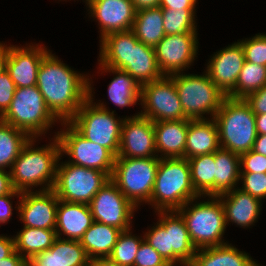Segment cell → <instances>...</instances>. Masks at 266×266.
<instances>
[{
  "label": "cell",
  "instance_id": "9",
  "mask_svg": "<svg viewBox=\"0 0 266 266\" xmlns=\"http://www.w3.org/2000/svg\"><path fill=\"white\" fill-rule=\"evenodd\" d=\"M174 80L185 116L190 120L214 118L226 95L211 81L206 71L202 75L177 73ZM204 115V116H203Z\"/></svg>",
  "mask_w": 266,
  "mask_h": 266
},
{
  "label": "cell",
  "instance_id": "3",
  "mask_svg": "<svg viewBox=\"0 0 266 266\" xmlns=\"http://www.w3.org/2000/svg\"><path fill=\"white\" fill-rule=\"evenodd\" d=\"M36 139H29L10 169L12 186L20 193L32 192L38 186H43L38 191L52 190L55 183L57 164L62 159L59 140L54 135L48 145L35 148Z\"/></svg>",
  "mask_w": 266,
  "mask_h": 266
},
{
  "label": "cell",
  "instance_id": "8",
  "mask_svg": "<svg viewBox=\"0 0 266 266\" xmlns=\"http://www.w3.org/2000/svg\"><path fill=\"white\" fill-rule=\"evenodd\" d=\"M0 120L25 131L31 138L45 136L52 125L61 123L46 106L36 85L16 88L13 100Z\"/></svg>",
  "mask_w": 266,
  "mask_h": 266
},
{
  "label": "cell",
  "instance_id": "51",
  "mask_svg": "<svg viewBox=\"0 0 266 266\" xmlns=\"http://www.w3.org/2000/svg\"><path fill=\"white\" fill-rule=\"evenodd\" d=\"M252 151L266 156V134H257Z\"/></svg>",
  "mask_w": 266,
  "mask_h": 266
},
{
  "label": "cell",
  "instance_id": "18",
  "mask_svg": "<svg viewBox=\"0 0 266 266\" xmlns=\"http://www.w3.org/2000/svg\"><path fill=\"white\" fill-rule=\"evenodd\" d=\"M89 17L98 21L100 39L113 32L132 29L136 11L131 0H87Z\"/></svg>",
  "mask_w": 266,
  "mask_h": 266
},
{
  "label": "cell",
  "instance_id": "4",
  "mask_svg": "<svg viewBox=\"0 0 266 266\" xmlns=\"http://www.w3.org/2000/svg\"><path fill=\"white\" fill-rule=\"evenodd\" d=\"M186 158H160L149 205L156 211H177L198 197Z\"/></svg>",
  "mask_w": 266,
  "mask_h": 266
},
{
  "label": "cell",
  "instance_id": "35",
  "mask_svg": "<svg viewBox=\"0 0 266 266\" xmlns=\"http://www.w3.org/2000/svg\"><path fill=\"white\" fill-rule=\"evenodd\" d=\"M266 85V66L245 61L239 73L235 89L227 96L245 99Z\"/></svg>",
  "mask_w": 266,
  "mask_h": 266
},
{
  "label": "cell",
  "instance_id": "37",
  "mask_svg": "<svg viewBox=\"0 0 266 266\" xmlns=\"http://www.w3.org/2000/svg\"><path fill=\"white\" fill-rule=\"evenodd\" d=\"M143 237L132 235L131 229L122 231L114 245L111 255L108 257L112 262L123 266H134V260Z\"/></svg>",
  "mask_w": 266,
  "mask_h": 266
},
{
  "label": "cell",
  "instance_id": "33",
  "mask_svg": "<svg viewBox=\"0 0 266 266\" xmlns=\"http://www.w3.org/2000/svg\"><path fill=\"white\" fill-rule=\"evenodd\" d=\"M31 137L23 130L0 120V169L9 171Z\"/></svg>",
  "mask_w": 266,
  "mask_h": 266
},
{
  "label": "cell",
  "instance_id": "42",
  "mask_svg": "<svg viewBox=\"0 0 266 266\" xmlns=\"http://www.w3.org/2000/svg\"><path fill=\"white\" fill-rule=\"evenodd\" d=\"M241 173H266V156L252 150L240 155Z\"/></svg>",
  "mask_w": 266,
  "mask_h": 266
},
{
  "label": "cell",
  "instance_id": "19",
  "mask_svg": "<svg viewBox=\"0 0 266 266\" xmlns=\"http://www.w3.org/2000/svg\"><path fill=\"white\" fill-rule=\"evenodd\" d=\"M244 62V49L238 40L211 56L207 63L206 73L227 97L236 87Z\"/></svg>",
  "mask_w": 266,
  "mask_h": 266
},
{
  "label": "cell",
  "instance_id": "12",
  "mask_svg": "<svg viewBox=\"0 0 266 266\" xmlns=\"http://www.w3.org/2000/svg\"><path fill=\"white\" fill-rule=\"evenodd\" d=\"M63 129L55 134L61 147V156L68 155L67 162L107 173L113 172L116 156L107 148L80 135L68 122H61Z\"/></svg>",
  "mask_w": 266,
  "mask_h": 266
},
{
  "label": "cell",
  "instance_id": "29",
  "mask_svg": "<svg viewBox=\"0 0 266 266\" xmlns=\"http://www.w3.org/2000/svg\"><path fill=\"white\" fill-rule=\"evenodd\" d=\"M121 232L116 227L93 221L79 241L90 260L108 258Z\"/></svg>",
  "mask_w": 266,
  "mask_h": 266
},
{
  "label": "cell",
  "instance_id": "24",
  "mask_svg": "<svg viewBox=\"0 0 266 266\" xmlns=\"http://www.w3.org/2000/svg\"><path fill=\"white\" fill-rule=\"evenodd\" d=\"M93 223L89 204L59 200L56 212L57 237L80 240ZM63 234V235H62Z\"/></svg>",
  "mask_w": 266,
  "mask_h": 266
},
{
  "label": "cell",
  "instance_id": "25",
  "mask_svg": "<svg viewBox=\"0 0 266 266\" xmlns=\"http://www.w3.org/2000/svg\"><path fill=\"white\" fill-rule=\"evenodd\" d=\"M159 158H185L188 119L153 122ZM160 153V154H159Z\"/></svg>",
  "mask_w": 266,
  "mask_h": 266
},
{
  "label": "cell",
  "instance_id": "49",
  "mask_svg": "<svg viewBox=\"0 0 266 266\" xmlns=\"http://www.w3.org/2000/svg\"><path fill=\"white\" fill-rule=\"evenodd\" d=\"M27 261L16 251L0 261V266H27Z\"/></svg>",
  "mask_w": 266,
  "mask_h": 266
},
{
  "label": "cell",
  "instance_id": "53",
  "mask_svg": "<svg viewBox=\"0 0 266 266\" xmlns=\"http://www.w3.org/2000/svg\"><path fill=\"white\" fill-rule=\"evenodd\" d=\"M257 134H266V113L255 115Z\"/></svg>",
  "mask_w": 266,
  "mask_h": 266
},
{
  "label": "cell",
  "instance_id": "2",
  "mask_svg": "<svg viewBox=\"0 0 266 266\" xmlns=\"http://www.w3.org/2000/svg\"><path fill=\"white\" fill-rule=\"evenodd\" d=\"M99 43L98 64L129 73L141 86L163 77L154 47L139 42L131 30L110 33Z\"/></svg>",
  "mask_w": 266,
  "mask_h": 266
},
{
  "label": "cell",
  "instance_id": "16",
  "mask_svg": "<svg viewBox=\"0 0 266 266\" xmlns=\"http://www.w3.org/2000/svg\"><path fill=\"white\" fill-rule=\"evenodd\" d=\"M155 144L153 121L135 113L124 118L121 128L119 157L152 158L158 157Z\"/></svg>",
  "mask_w": 266,
  "mask_h": 266
},
{
  "label": "cell",
  "instance_id": "41",
  "mask_svg": "<svg viewBox=\"0 0 266 266\" xmlns=\"http://www.w3.org/2000/svg\"><path fill=\"white\" fill-rule=\"evenodd\" d=\"M134 266H171L153 247L143 240L137 251Z\"/></svg>",
  "mask_w": 266,
  "mask_h": 266
},
{
  "label": "cell",
  "instance_id": "1",
  "mask_svg": "<svg viewBox=\"0 0 266 266\" xmlns=\"http://www.w3.org/2000/svg\"><path fill=\"white\" fill-rule=\"evenodd\" d=\"M49 51L37 72V83L46 106L60 122H68L89 98V77L71 69Z\"/></svg>",
  "mask_w": 266,
  "mask_h": 266
},
{
  "label": "cell",
  "instance_id": "45",
  "mask_svg": "<svg viewBox=\"0 0 266 266\" xmlns=\"http://www.w3.org/2000/svg\"><path fill=\"white\" fill-rule=\"evenodd\" d=\"M20 198L21 193L17 190H12L9 194H5L0 196V224H6L10 219H12V198L14 197Z\"/></svg>",
  "mask_w": 266,
  "mask_h": 266
},
{
  "label": "cell",
  "instance_id": "5",
  "mask_svg": "<svg viewBox=\"0 0 266 266\" xmlns=\"http://www.w3.org/2000/svg\"><path fill=\"white\" fill-rule=\"evenodd\" d=\"M201 197L204 196L188 201L177 210L185 221L192 244L197 250L227 244L222 239L227 227L222 202L218 196H208L207 201L198 202Z\"/></svg>",
  "mask_w": 266,
  "mask_h": 266
},
{
  "label": "cell",
  "instance_id": "17",
  "mask_svg": "<svg viewBox=\"0 0 266 266\" xmlns=\"http://www.w3.org/2000/svg\"><path fill=\"white\" fill-rule=\"evenodd\" d=\"M18 202L14 209L24 227L55 230L59 199L53 190L23 192Z\"/></svg>",
  "mask_w": 266,
  "mask_h": 266
},
{
  "label": "cell",
  "instance_id": "36",
  "mask_svg": "<svg viewBox=\"0 0 266 266\" xmlns=\"http://www.w3.org/2000/svg\"><path fill=\"white\" fill-rule=\"evenodd\" d=\"M196 10L162 9L166 35H198Z\"/></svg>",
  "mask_w": 266,
  "mask_h": 266
},
{
  "label": "cell",
  "instance_id": "6",
  "mask_svg": "<svg viewBox=\"0 0 266 266\" xmlns=\"http://www.w3.org/2000/svg\"><path fill=\"white\" fill-rule=\"evenodd\" d=\"M92 83L90 77L89 98L68 123L85 139L109 149L117 156L124 118H117L115 110L111 112L104 102H93Z\"/></svg>",
  "mask_w": 266,
  "mask_h": 266
},
{
  "label": "cell",
  "instance_id": "10",
  "mask_svg": "<svg viewBox=\"0 0 266 266\" xmlns=\"http://www.w3.org/2000/svg\"><path fill=\"white\" fill-rule=\"evenodd\" d=\"M159 162V157L116 156L110 180L137 209L140 203L149 205Z\"/></svg>",
  "mask_w": 266,
  "mask_h": 266
},
{
  "label": "cell",
  "instance_id": "14",
  "mask_svg": "<svg viewBox=\"0 0 266 266\" xmlns=\"http://www.w3.org/2000/svg\"><path fill=\"white\" fill-rule=\"evenodd\" d=\"M93 221L126 231L132 228V218L136 207L121 193L111 181L105 184L89 203Z\"/></svg>",
  "mask_w": 266,
  "mask_h": 266
},
{
  "label": "cell",
  "instance_id": "48",
  "mask_svg": "<svg viewBox=\"0 0 266 266\" xmlns=\"http://www.w3.org/2000/svg\"><path fill=\"white\" fill-rule=\"evenodd\" d=\"M13 189L10 171L0 169V196L9 194Z\"/></svg>",
  "mask_w": 266,
  "mask_h": 266
},
{
  "label": "cell",
  "instance_id": "22",
  "mask_svg": "<svg viewBox=\"0 0 266 266\" xmlns=\"http://www.w3.org/2000/svg\"><path fill=\"white\" fill-rule=\"evenodd\" d=\"M225 212L226 226L236 224L242 228H249L261 214L262 201L239 187L218 195Z\"/></svg>",
  "mask_w": 266,
  "mask_h": 266
},
{
  "label": "cell",
  "instance_id": "23",
  "mask_svg": "<svg viewBox=\"0 0 266 266\" xmlns=\"http://www.w3.org/2000/svg\"><path fill=\"white\" fill-rule=\"evenodd\" d=\"M80 241L57 237L53 245L29 261L27 266H90Z\"/></svg>",
  "mask_w": 266,
  "mask_h": 266
},
{
  "label": "cell",
  "instance_id": "52",
  "mask_svg": "<svg viewBox=\"0 0 266 266\" xmlns=\"http://www.w3.org/2000/svg\"><path fill=\"white\" fill-rule=\"evenodd\" d=\"M8 59V46L0 42V74L4 73L7 69Z\"/></svg>",
  "mask_w": 266,
  "mask_h": 266
},
{
  "label": "cell",
  "instance_id": "32",
  "mask_svg": "<svg viewBox=\"0 0 266 266\" xmlns=\"http://www.w3.org/2000/svg\"><path fill=\"white\" fill-rule=\"evenodd\" d=\"M57 238L55 230L23 227L14 235L15 251L26 261L49 249Z\"/></svg>",
  "mask_w": 266,
  "mask_h": 266
},
{
  "label": "cell",
  "instance_id": "40",
  "mask_svg": "<svg viewBox=\"0 0 266 266\" xmlns=\"http://www.w3.org/2000/svg\"><path fill=\"white\" fill-rule=\"evenodd\" d=\"M240 180L244 192L261 201L266 199V173H241Z\"/></svg>",
  "mask_w": 266,
  "mask_h": 266
},
{
  "label": "cell",
  "instance_id": "27",
  "mask_svg": "<svg viewBox=\"0 0 266 266\" xmlns=\"http://www.w3.org/2000/svg\"><path fill=\"white\" fill-rule=\"evenodd\" d=\"M195 266H257V261L232 244L198 249L193 259Z\"/></svg>",
  "mask_w": 266,
  "mask_h": 266
},
{
  "label": "cell",
  "instance_id": "30",
  "mask_svg": "<svg viewBox=\"0 0 266 266\" xmlns=\"http://www.w3.org/2000/svg\"><path fill=\"white\" fill-rule=\"evenodd\" d=\"M240 175V155L220 147L215 152L214 196L238 187Z\"/></svg>",
  "mask_w": 266,
  "mask_h": 266
},
{
  "label": "cell",
  "instance_id": "13",
  "mask_svg": "<svg viewBox=\"0 0 266 266\" xmlns=\"http://www.w3.org/2000/svg\"><path fill=\"white\" fill-rule=\"evenodd\" d=\"M139 114L157 121L188 119L182 109L174 80L170 76L145 83L141 86Z\"/></svg>",
  "mask_w": 266,
  "mask_h": 266
},
{
  "label": "cell",
  "instance_id": "26",
  "mask_svg": "<svg viewBox=\"0 0 266 266\" xmlns=\"http://www.w3.org/2000/svg\"><path fill=\"white\" fill-rule=\"evenodd\" d=\"M220 148L216 122L213 118L188 119L185 158L214 153Z\"/></svg>",
  "mask_w": 266,
  "mask_h": 266
},
{
  "label": "cell",
  "instance_id": "38",
  "mask_svg": "<svg viewBox=\"0 0 266 266\" xmlns=\"http://www.w3.org/2000/svg\"><path fill=\"white\" fill-rule=\"evenodd\" d=\"M239 42L244 49L245 61L266 66V33H258Z\"/></svg>",
  "mask_w": 266,
  "mask_h": 266
},
{
  "label": "cell",
  "instance_id": "54",
  "mask_svg": "<svg viewBox=\"0 0 266 266\" xmlns=\"http://www.w3.org/2000/svg\"><path fill=\"white\" fill-rule=\"evenodd\" d=\"M90 266H123L112 262L109 258H97L90 261Z\"/></svg>",
  "mask_w": 266,
  "mask_h": 266
},
{
  "label": "cell",
  "instance_id": "44",
  "mask_svg": "<svg viewBox=\"0 0 266 266\" xmlns=\"http://www.w3.org/2000/svg\"><path fill=\"white\" fill-rule=\"evenodd\" d=\"M245 101L250 105L255 115L266 113V85L261 89L249 94Z\"/></svg>",
  "mask_w": 266,
  "mask_h": 266
},
{
  "label": "cell",
  "instance_id": "31",
  "mask_svg": "<svg viewBox=\"0 0 266 266\" xmlns=\"http://www.w3.org/2000/svg\"><path fill=\"white\" fill-rule=\"evenodd\" d=\"M131 31L139 42L155 47L166 35L162 8H151L137 11Z\"/></svg>",
  "mask_w": 266,
  "mask_h": 266
},
{
  "label": "cell",
  "instance_id": "47",
  "mask_svg": "<svg viewBox=\"0 0 266 266\" xmlns=\"http://www.w3.org/2000/svg\"><path fill=\"white\" fill-rule=\"evenodd\" d=\"M15 251L14 236L0 235V261L9 257Z\"/></svg>",
  "mask_w": 266,
  "mask_h": 266
},
{
  "label": "cell",
  "instance_id": "34",
  "mask_svg": "<svg viewBox=\"0 0 266 266\" xmlns=\"http://www.w3.org/2000/svg\"><path fill=\"white\" fill-rule=\"evenodd\" d=\"M191 181L199 196H214L215 152L188 159Z\"/></svg>",
  "mask_w": 266,
  "mask_h": 266
},
{
  "label": "cell",
  "instance_id": "46",
  "mask_svg": "<svg viewBox=\"0 0 266 266\" xmlns=\"http://www.w3.org/2000/svg\"><path fill=\"white\" fill-rule=\"evenodd\" d=\"M196 3L197 0H161L159 7L173 10H196Z\"/></svg>",
  "mask_w": 266,
  "mask_h": 266
},
{
  "label": "cell",
  "instance_id": "7",
  "mask_svg": "<svg viewBox=\"0 0 266 266\" xmlns=\"http://www.w3.org/2000/svg\"><path fill=\"white\" fill-rule=\"evenodd\" d=\"M213 119L221 148L238 155L252 150L257 137L255 114L245 99L226 97Z\"/></svg>",
  "mask_w": 266,
  "mask_h": 266
},
{
  "label": "cell",
  "instance_id": "21",
  "mask_svg": "<svg viewBox=\"0 0 266 266\" xmlns=\"http://www.w3.org/2000/svg\"><path fill=\"white\" fill-rule=\"evenodd\" d=\"M157 221L169 231L170 265L192 262L197 249L192 244L184 219L177 211H155Z\"/></svg>",
  "mask_w": 266,
  "mask_h": 266
},
{
  "label": "cell",
  "instance_id": "39",
  "mask_svg": "<svg viewBox=\"0 0 266 266\" xmlns=\"http://www.w3.org/2000/svg\"><path fill=\"white\" fill-rule=\"evenodd\" d=\"M156 223L144 233V240L170 264L169 231H166L158 222Z\"/></svg>",
  "mask_w": 266,
  "mask_h": 266
},
{
  "label": "cell",
  "instance_id": "43",
  "mask_svg": "<svg viewBox=\"0 0 266 266\" xmlns=\"http://www.w3.org/2000/svg\"><path fill=\"white\" fill-rule=\"evenodd\" d=\"M16 90L15 83L10 74L5 71L0 74V117L7 111L13 100Z\"/></svg>",
  "mask_w": 266,
  "mask_h": 266
},
{
  "label": "cell",
  "instance_id": "15",
  "mask_svg": "<svg viewBox=\"0 0 266 266\" xmlns=\"http://www.w3.org/2000/svg\"><path fill=\"white\" fill-rule=\"evenodd\" d=\"M197 35H165L154 47L156 61L163 76L184 73L198 54ZM196 57V58H195Z\"/></svg>",
  "mask_w": 266,
  "mask_h": 266
},
{
  "label": "cell",
  "instance_id": "20",
  "mask_svg": "<svg viewBox=\"0 0 266 266\" xmlns=\"http://www.w3.org/2000/svg\"><path fill=\"white\" fill-rule=\"evenodd\" d=\"M34 44H27L24 47L11 44L8 46L6 71L16 88L35 86L37 83L39 66L50 50L40 43Z\"/></svg>",
  "mask_w": 266,
  "mask_h": 266
},
{
  "label": "cell",
  "instance_id": "50",
  "mask_svg": "<svg viewBox=\"0 0 266 266\" xmlns=\"http://www.w3.org/2000/svg\"><path fill=\"white\" fill-rule=\"evenodd\" d=\"M135 11L158 8L161 0H131Z\"/></svg>",
  "mask_w": 266,
  "mask_h": 266
},
{
  "label": "cell",
  "instance_id": "28",
  "mask_svg": "<svg viewBox=\"0 0 266 266\" xmlns=\"http://www.w3.org/2000/svg\"><path fill=\"white\" fill-rule=\"evenodd\" d=\"M99 69L102 71L101 74L106 72L115 74L108 85L109 101L121 109L135 106L138 101L140 102L141 85L134 77L123 70L102 66L100 64Z\"/></svg>",
  "mask_w": 266,
  "mask_h": 266
},
{
  "label": "cell",
  "instance_id": "11",
  "mask_svg": "<svg viewBox=\"0 0 266 266\" xmlns=\"http://www.w3.org/2000/svg\"><path fill=\"white\" fill-rule=\"evenodd\" d=\"M100 170L58 161L53 191L62 201L89 204L95 194L109 182Z\"/></svg>",
  "mask_w": 266,
  "mask_h": 266
},
{
  "label": "cell",
  "instance_id": "55",
  "mask_svg": "<svg viewBox=\"0 0 266 266\" xmlns=\"http://www.w3.org/2000/svg\"><path fill=\"white\" fill-rule=\"evenodd\" d=\"M181 266H195L193 262H184L180 264Z\"/></svg>",
  "mask_w": 266,
  "mask_h": 266
}]
</instances>
